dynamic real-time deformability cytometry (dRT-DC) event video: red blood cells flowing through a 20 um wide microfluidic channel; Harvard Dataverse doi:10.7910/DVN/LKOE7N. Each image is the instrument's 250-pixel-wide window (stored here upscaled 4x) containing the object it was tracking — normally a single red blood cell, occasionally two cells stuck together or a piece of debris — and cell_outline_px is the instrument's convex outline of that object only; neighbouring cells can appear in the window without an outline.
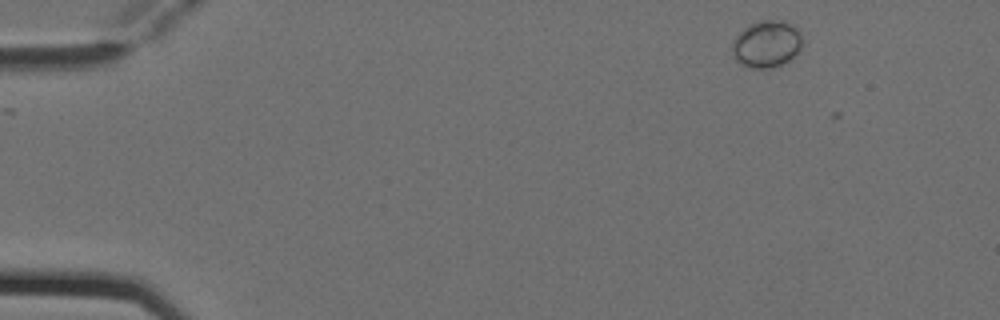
{"species": "Egyptian fruit bat (a non-hibernating species)", "species_latin": "Rousettus aegyptiacus", "temperature_condition": "cold", "stored_images_in_passage": 3, "camera_frame_rate_fps": 3000, "um_per_image_px": 0.085, "animal": {"sex": "female"}, "frame": {"image": 1, "passage_image": 1, "time_ms": 0.0, "image_size_px": [1000, 320], "cell_outline_px": [[804, 40], [800, 52], [788, 60], [780, 64], [768, 68], [752, 68], [740, 64], [736, 60], [732, 52], [732, 44], [736, 36], [748, 24], [764, 20], [780, 20], [792, 24], [800, 28], [804, 36]], "centroid_in_image_um": [65.22, 3.72], "position_along_channel_um": 19.8, "area_um2": 19.54}}